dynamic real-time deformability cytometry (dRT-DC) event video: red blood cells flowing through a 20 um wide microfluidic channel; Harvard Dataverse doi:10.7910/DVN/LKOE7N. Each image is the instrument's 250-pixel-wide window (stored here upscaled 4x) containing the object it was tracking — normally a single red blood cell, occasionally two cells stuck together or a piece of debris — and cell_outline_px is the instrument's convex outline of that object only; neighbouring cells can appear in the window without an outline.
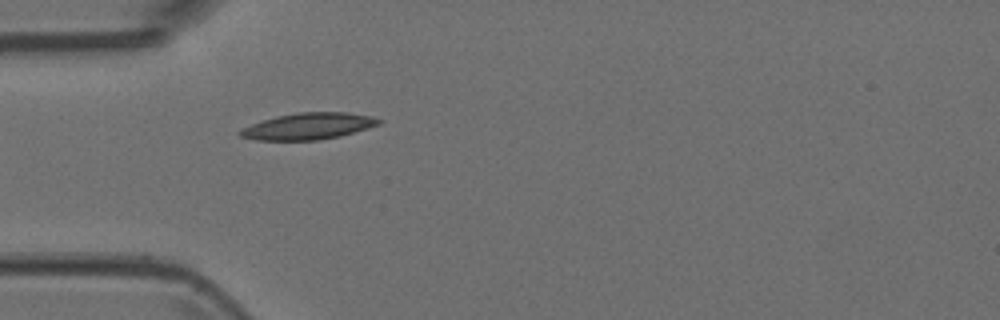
{"species": "Egyptian fruit bat (a non-hibernating species)", "species_latin": "Rousettus aegyptiacus", "temperature_condition": "room temperature", "stored_images_in_passage": 2, "camera_frame_rate_fps": 3000, "um_per_image_px": 0.085, "animal": {"sex": "female"}, "frame": {"image": 1, "passage_image": 2, "time_ms": 0.333, "image_size_px": [1000, 320], "cell_outline_px": [[384, 120], [380, 124], [368, 128], [340, 136], [316, 140], [256, 140], [240, 136], [236, 132], [240, 128], [260, 120], [276, 116], [300, 112], [348, 112], [372, 116]], "centroid_in_image_um": [26.18, 10.72], "position_along_channel_um": 58.8, "area_um2": 21.68}}